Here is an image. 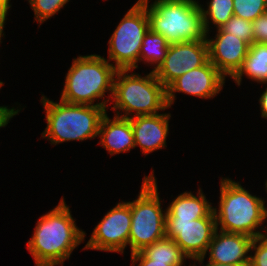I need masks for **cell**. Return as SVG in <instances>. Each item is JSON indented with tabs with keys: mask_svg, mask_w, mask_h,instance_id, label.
<instances>
[{
	"mask_svg": "<svg viewBox=\"0 0 267 266\" xmlns=\"http://www.w3.org/2000/svg\"><path fill=\"white\" fill-rule=\"evenodd\" d=\"M85 232L76 226L64 197L59 204L40 217L27 249L35 266H63L73 250L85 240Z\"/></svg>",
	"mask_w": 267,
	"mask_h": 266,
	"instance_id": "6da1fadb",
	"label": "cell"
},
{
	"mask_svg": "<svg viewBox=\"0 0 267 266\" xmlns=\"http://www.w3.org/2000/svg\"><path fill=\"white\" fill-rule=\"evenodd\" d=\"M219 198V209L213 207L217 228L220 225L221 231L244 234L252 238L267 234L258 230L267 218L264 199L250 194L239 182L231 178L220 180Z\"/></svg>",
	"mask_w": 267,
	"mask_h": 266,
	"instance_id": "7a4b0ae2",
	"label": "cell"
},
{
	"mask_svg": "<svg viewBox=\"0 0 267 266\" xmlns=\"http://www.w3.org/2000/svg\"><path fill=\"white\" fill-rule=\"evenodd\" d=\"M116 71L114 65L100 55H81L74 58L65 76L60 100L72 104L108 107L106 104L113 96ZM108 91L110 93L107 100L104 95ZM98 99L102 102L94 104Z\"/></svg>",
	"mask_w": 267,
	"mask_h": 266,
	"instance_id": "3957f363",
	"label": "cell"
},
{
	"mask_svg": "<svg viewBox=\"0 0 267 266\" xmlns=\"http://www.w3.org/2000/svg\"><path fill=\"white\" fill-rule=\"evenodd\" d=\"M47 126L42 137L51 145L69 141H84L98 137L99 127L108 107L72 104L62 100L53 102L43 96Z\"/></svg>",
	"mask_w": 267,
	"mask_h": 266,
	"instance_id": "277c9868",
	"label": "cell"
},
{
	"mask_svg": "<svg viewBox=\"0 0 267 266\" xmlns=\"http://www.w3.org/2000/svg\"><path fill=\"white\" fill-rule=\"evenodd\" d=\"M131 71H116L113 102H110L114 103L111 110L116 112V116L130 119L135 116L155 115L169 108L166 87L156 78L154 71L143 77L136 73L129 74ZM118 110L124 114L120 115Z\"/></svg>",
	"mask_w": 267,
	"mask_h": 266,
	"instance_id": "5b68a950",
	"label": "cell"
},
{
	"mask_svg": "<svg viewBox=\"0 0 267 266\" xmlns=\"http://www.w3.org/2000/svg\"><path fill=\"white\" fill-rule=\"evenodd\" d=\"M146 2L149 28L167 43L206 40L203 18L196 0H155Z\"/></svg>",
	"mask_w": 267,
	"mask_h": 266,
	"instance_id": "8992f818",
	"label": "cell"
},
{
	"mask_svg": "<svg viewBox=\"0 0 267 266\" xmlns=\"http://www.w3.org/2000/svg\"><path fill=\"white\" fill-rule=\"evenodd\" d=\"M130 202L131 230L128 245L131 254L166 236V213L162 210L154 170L144 176L141 191Z\"/></svg>",
	"mask_w": 267,
	"mask_h": 266,
	"instance_id": "52a82bcc",
	"label": "cell"
},
{
	"mask_svg": "<svg viewBox=\"0 0 267 266\" xmlns=\"http://www.w3.org/2000/svg\"><path fill=\"white\" fill-rule=\"evenodd\" d=\"M149 29L146 2L137 0L109 39L107 60L114 61L117 70L137 69L143 37Z\"/></svg>",
	"mask_w": 267,
	"mask_h": 266,
	"instance_id": "ba28073f",
	"label": "cell"
},
{
	"mask_svg": "<svg viewBox=\"0 0 267 266\" xmlns=\"http://www.w3.org/2000/svg\"><path fill=\"white\" fill-rule=\"evenodd\" d=\"M131 230L130 201L119 202L110 209L94 228L90 239L83 248L106 252L124 253Z\"/></svg>",
	"mask_w": 267,
	"mask_h": 266,
	"instance_id": "9c48e42d",
	"label": "cell"
},
{
	"mask_svg": "<svg viewBox=\"0 0 267 266\" xmlns=\"http://www.w3.org/2000/svg\"><path fill=\"white\" fill-rule=\"evenodd\" d=\"M217 229L213 210L195 220H166V237L173 239L191 260L203 258Z\"/></svg>",
	"mask_w": 267,
	"mask_h": 266,
	"instance_id": "30bf717a",
	"label": "cell"
},
{
	"mask_svg": "<svg viewBox=\"0 0 267 266\" xmlns=\"http://www.w3.org/2000/svg\"><path fill=\"white\" fill-rule=\"evenodd\" d=\"M209 60L207 40L170 44L163 62L154 71L156 78L167 88L175 79Z\"/></svg>",
	"mask_w": 267,
	"mask_h": 266,
	"instance_id": "8fae6325",
	"label": "cell"
},
{
	"mask_svg": "<svg viewBox=\"0 0 267 266\" xmlns=\"http://www.w3.org/2000/svg\"><path fill=\"white\" fill-rule=\"evenodd\" d=\"M226 77L208 60L201 67L194 68L175 79L167 88L169 108L174 104L175 93H184L203 99L214 98L225 85Z\"/></svg>",
	"mask_w": 267,
	"mask_h": 266,
	"instance_id": "7c38bea8",
	"label": "cell"
},
{
	"mask_svg": "<svg viewBox=\"0 0 267 266\" xmlns=\"http://www.w3.org/2000/svg\"><path fill=\"white\" fill-rule=\"evenodd\" d=\"M209 39L208 43L209 61L225 76L232 78L241 68L247 57L249 44L235 35L224 32L221 28Z\"/></svg>",
	"mask_w": 267,
	"mask_h": 266,
	"instance_id": "4fadbf2b",
	"label": "cell"
},
{
	"mask_svg": "<svg viewBox=\"0 0 267 266\" xmlns=\"http://www.w3.org/2000/svg\"><path fill=\"white\" fill-rule=\"evenodd\" d=\"M216 229L208 249V262L235 265H250L251 245L254 238L244 234L229 233Z\"/></svg>",
	"mask_w": 267,
	"mask_h": 266,
	"instance_id": "5bb4252c",
	"label": "cell"
},
{
	"mask_svg": "<svg viewBox=\"0 0 267 266\" xmlns=\"http://www.w3.org/2000/svg\"><path fill=\"white\" fill-rule=\"evenodd\" d=\"M170 117V113H158L130 118L135 148L139 146L143 154L147 155L167 147Z\"/></svg>",
	"mask_w": 267,
	"mask_h": 266,
	"instance_id": "9a60e30c",
	"label": "cell"
},
{
	"mask_svg": "<svg viewBox=\"0 0 267 266\" xmlns=\"http://www.w3.org/2000/svg\"><path fill=\"white\" fill-rule=\"evenodd\" d=\"M98 137L101 139L99 144L111 156L135 148L134 133L128 118L114 115L112 120L106 113L101 120Z\"/></svg>",
	"mask_w": 267,
	"mask_h": 266,
	"instance_id": "2e32d148",
	"label": "cell"
},
{
	"mask_svg": "<svg viewBox=\"0 0 267 266\" xmlns=\"http://www.w3.org/2000/svg\"><path fill=\"white\" fill-rule=\"evenodd\" d=\"M203 193L199 188L197 196L191 191L178 195L166 208V220H195L206 217L213 206Z\"/></svg>",
	"mask_w": 267,
	"mask_h": 266,
	"instance_id": "e0dca14e",
	"label": "cell"
},
{
	"mask_svg": "<svg viewBox=\"0 0 267 266\" xmlns=\"http://www.w3.org/2000/svg\"><path fill=\"white\" fill-rule=\"evenodd\" d=\"M243 75L257 83L267 84V43H253L249 46L241 68L232 77L238 86L241 85Z\"/></svg>",
	"mask_w": 267,
	"mask_h": 266,
	"instance_id": "ac0fdd59",
	"label": "cell"
},
{
	"mask_svg": "<svg viewBox=\"0 0 267 266\" xmlns=\"http://www.w3.org/2000/svg\"><path fill=\"white\" fill-rule=\"evenodd\" d=\"M141 252L148 259L167 262L171 266H183L187 259L176 242L166 236L145 247Z\"/></svg>",
	"mask_w": 267,
	"mask_h": 266,
	"instance_id": "d6986e66",
	"label": "cell"
},
{
	"mask_svg": "<svg viewBox=\"0 0 267 266\" xmlns=\"http://www.w3.org/2000/svg\"><path fill=\"white\" fill-rule=\"evenodd\" d=\"M168 47L169 44L162 35L149 29L143 37L139 62L144 61V63L154 65L152 71H155L166 57Z\"/></svg>",
	"mask_w": 267,
	"mask_h": 266,
	"instance_id": "ffe728a7",
	"label": "cell"
},
{
	"mask_svg": "<svg viewBox=\"0 0 267 266\" xmlns=\"http://www.w3.org/2000/svg\"><path fill=\"white\" fill-rule=\"evenodd\" d=\"M208 8L204 9L199 3L203 25L206 35H209V25L212 23L216 29L221 28L234 15L233 0H210Z\"/></svg>",
	"mask_w": 267,
	"mask_h": 266,
	"instance_id": "44dd1931",
	"label": "cell"
},
{
	"mask_svg": "<svg viewBox=\"0 0 267 266\" xmlns=\"http://www.w3.org/2000/svg\"><path fill=\"white\" fill-rule=\"evenodd\" d=\"M234 16L253 22L267 12V0H233Z\"/></svg>",
	"mask_w": 267,
	"mask_h": 266,
	"instance_id": "7402d4cb",
	"label": "cell"
},
{
	"mask_svg": "<svg viewBox=\"0 0 267 266\" xmlns=\"http://www.w3.org/2000/svg\"><path fill=\"white\" fill-rule=\"evenodd\" d=\"M70 0H28L35 21L40 25L61 10Z\"/></svg>",
	"mask_w": 267,
	"mask_h": 266,
	"instance_id": "603a6c76",
	"label": "cell"
},
{
	"mask_svg": "<svg viewBox=\"0 0 267 266\" xmlns=\"http://www.w3.org/2000/svg\"><path fill=\"white\" fill-rule=\"evenodd\" d=\"M221 29L224 32L235 35L236 37L244 40L249 45L254 43L252 22L236 16H232Z\"/></svg>",
	"mask_w": 267,
	"mask_h": 266,
	"instance_id": "cb8c5ba5",
	"label": "cell"
},
{
	"mask_svg": "<svg viewBox=\"0 0 267 266\" xmlns=\"http://www.w3.org/2000/svg\"><path fill=\"white\" fill-rule=\"evenodd\" d=\"M251 250L255 252L250 255L249 266H267V234L254 238Z\"/></svg>",
	"mask_w": 267,
	"mask_h": 266,
	"instance_id": "d4e9b609",
	"label": "cell"
},
{
	"mask_svg": "<svg viewBox=\"0 0 267 266\" xmlns=\"http://www.w3.org/2000/svg\"><path fill=\"white\" fill-rule=\"evenodd\" d=\"M254 43H267V12L252 22Z\"/></svg>",
	"mask_w": 267,
	"mask_h": 266,
	"instance_id": "484cf974",
	"label": "cell"
},
{
	"mask_svg": "<svg viewBox=\"0 0 267 266\" xmlns=\"http://www.w3.org/2000/svg\"><path fill=\"white\" fill-rule=\"evenodd\" d=\"M132 266H171L167 262H160L148 259L141 251L131 254ZM138 261V262H137Z\"/></svg>",
	"mask_w": 267,
	"mask_h": 266,
	"instance_id": "4316f807",
	"label": "cell"
},
{
	"mask_svg": "<svg viewBox=\"0 0 267 266\" xmlns=\"http://www.w3.org/2000/svg\"><path fill=\"white\" fill-rule=\"evenodd\" d=\"M19 112L20 110L18 107L16 110L14 107L10 109L8 106H0V128L7 126V124L10 122L9 120Z\"/></svg>",
	"mask_w": 267,
	"mask_h": 266,
	"instance_id": "83f0119b",
	"label": "cell"
},
{
	"mask_svg": "<svg viewBox=\"0 0 267 266\" xmlns=\"http://www.w3.org/2000/svg\"><path fill=\"white\" fill-rule=\"evenodd\" d=\"M261 117L267 119V87L259 98Z\"/></svg>",
	"mask_w": 267,
	"mask_h": 266,
	"instance_id": "f1b7e54d",
	"label": "cell"
},
{
	"mask_svg": "<svg viewBox=\"0 0 267 266\" xmlns=\"http://www.w3.org/2000/svg\"><path fill=\"white\" fill-rule=\"evenodd\" d=\"M11 0H0V15L6 20Z\"/></svg>",
	"mask_w": 267,
	"mask_h": 266,
	"instance_id": "f546056e",
	"label": "cell"
},
{
	"mask_svg": "<svg viewBox=\"0 0 267 266\" xmlns=\"http://www.w3.org/2000/svg\"><path fill=\"white\" fill-rule=\"evenodd\" d=\"M199 262V264H201L202 266H247V265H235V264H221V263H212V262H208L206 265H204L203 261L204 258H200L197 260ZM193 266H197L196 264H194Z\"/></svg>",
	"mask_w": 267,
	"mask_h": 266,
	"instance_id": "4dcf8cb0",
	"label": "cell"
},
{
	"mask_svg": "<svg viewBox=\"0 0 267 266\" xmlns=\"http://www.w3.org/2000/svg\"><path fill=\"white\" fill-rule=\"evenodd\" d=\"M5 21L6 20L0 15V27H4Z\"/></svg>",
	"mask_w": 267,
	"mask_h": 266,
	"instance_id": "1f68e13d",
	"label": "cell"
},
{
	"mask_svg": "<svg viewBox=\"0 0 267 266\" xmlns=\"http://www.w3.org/2000/svg\"><path fill=\"white\" fill-rule=\"evenodd\" d=\"M3 28L4 27H0V43H2V37H3V35H4V37H5V34H4V31H3Z\"/></svg>",
	"mask_w": 267,
	"mask_h": 266,
	"instance_id": "d6a6232c",
	"label": "cell"
},
{
	"mask_svg": "<svg viewBox=\"0 0 267 266\" xmlns=\"http://www.w3.org/2000/svg\"><path fill=\"white\" fill-rule=\"evenodd\" d=\"M4 85V83L2 81H0V89L1 87Z\"/></svg>",
	"mask_w": 267,
	"mask_h": 266,
	"instance_id": "836d02e7",
	"label": "cell"
},
{
	"mask_svg": "<svg viewBox=\"0 0 267 266\" xmlns=\"http://www.w3.org/2000/svg\"><path fill=\"white\" fill-rule=\"evenodd\" d=\"M265 188H266V192H267V180H266V182H265Z\"/></svg>",
	"mask_w": 267,
	"mask_h": 266,
	"instance_id": "e575fe53",
	"label": "cell"
}]
</instances>
